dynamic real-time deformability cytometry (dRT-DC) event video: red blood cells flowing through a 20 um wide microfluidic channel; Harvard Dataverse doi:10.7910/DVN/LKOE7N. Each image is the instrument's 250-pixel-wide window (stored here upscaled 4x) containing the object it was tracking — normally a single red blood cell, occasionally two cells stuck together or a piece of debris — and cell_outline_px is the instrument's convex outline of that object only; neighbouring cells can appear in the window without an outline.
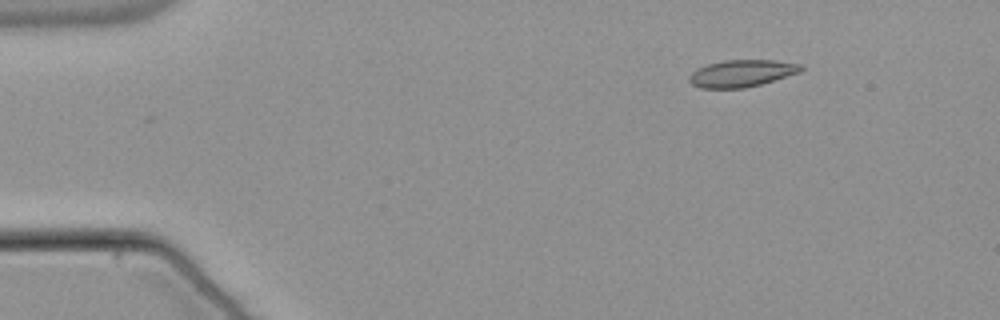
{"species": "common noctule bat (a hibernating species)", "species_latin": "Nyctalus noctula", "temperature_condition": "warm", "stored_images_in_passage": 48, "camera_frame_rate_fps": 3000, "um_per_image_px": 0.085, "animal": {"sex": "male", "body_mass_g": 21.5, "forearm_length_mm": 52.0}, "frame": {"image": 1, "passage_image": 1, "time_ms": 0.0, "image_size_px": [1000, 320], "cell_outline_px": [[804, 68], [800, 72], [760, 84], [744, 88], [700, 88], [692, 84], [688, 80], [688, 76], [696, 68], [708, 64], [724, 60], [776, 60], [804, 64]], "centroid_in_image_um": [63.04, 6.22], "position_along_channel_um": 22.0, "area_um2": 17.69}}
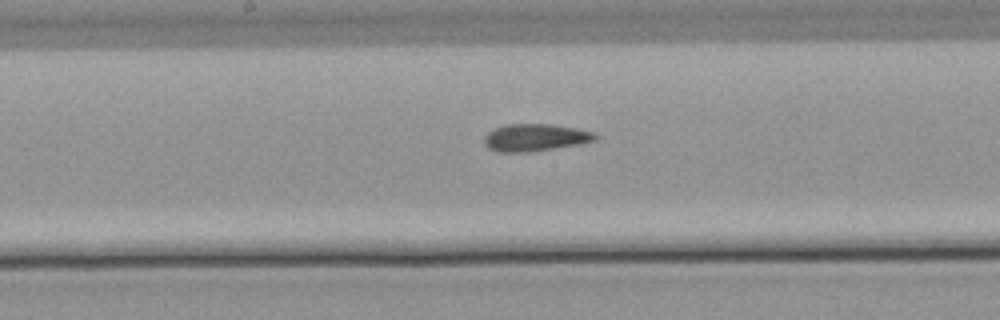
{"frame": {"image": 2, "passage_image": 22, "time_ms": 7.0, "image_size_px": [1000, 320], "cell_outline_px": [[600, 136], [596, 140], [580, 144], [528, 152], [500, 152], [488, 148], [484, 144], [484, 136], [488, 132], [504, 124], [552, 124], [576, 128], [592, 132]], "centroid_in_image_um": [45.49, 11.69], "position_along_channel_um": 202.7, "area_um2": 17.69}}
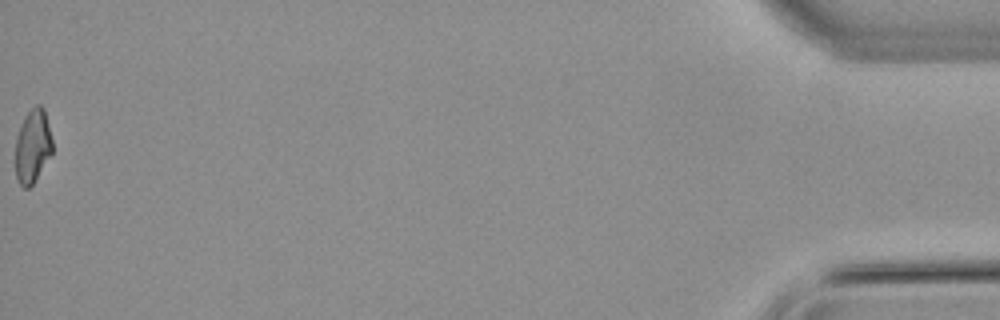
{"frame": {"image": 3, "passage_image": 48, "time_ms": 15.667, "image_size_px": [1000, 320], "cell_outline_px": [[52, 152], [36, 180], [28, 188], [24, 188], [20, 184], [16, 176], [16, 136], [24, 116], [36, 104], [40, 104], [44, 108], [52, 140]], "centroid_in_image_um": [2.78, 12.41], "position_along_channel_um": 432.4, "area_um2": 15.78}, "authors_computed_cell_mechanics": {"area_um2": 17.3978, "velocity_mm_per_s": 3.8136, "shape_relaxation_time_tau1_ms": null, "shape_relaxation_time_tau2_ms": 4.4905, "deformation_change_tau1": null, "deformation_change_tau2": 0.0972}}